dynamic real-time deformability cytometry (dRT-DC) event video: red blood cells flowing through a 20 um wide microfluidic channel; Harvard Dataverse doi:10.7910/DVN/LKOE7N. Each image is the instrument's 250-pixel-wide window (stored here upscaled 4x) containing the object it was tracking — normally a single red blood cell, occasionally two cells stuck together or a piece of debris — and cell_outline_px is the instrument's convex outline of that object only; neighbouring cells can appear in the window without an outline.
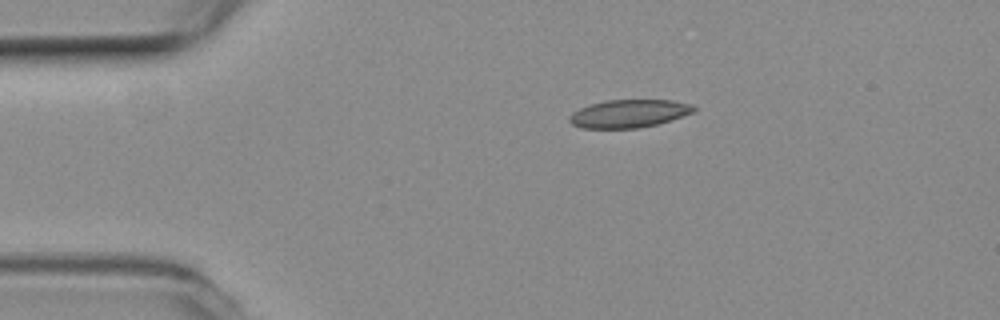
{"species": "common noctule bat (a hibernating species)", "species_latin": "Nyctalus noctula", "temperature_condition": "room temperature", "stored_images_in_passage": 3, "camera_frame_rate_fps": 3000, "um_per_image_px": 0.085, "animal": {"sex": "female", "body_mass_g": 19.3, "forearm_length_mm": 54.1}, "frame": {"image": 1, "passage_image": 1, "time_ms": 0.0, "image_size_px": [1000, 320], "cell_outline_px": [[696, 112], [672, 120], [640, 128], [580, 128], [572, 124], [568, 120], [568, 116], [572, 112], [580, 108], [592, 104], [608, 100], [672, 100], [688, 104], [696, 108]], "centroid_in_image_um": [53.45, 9.66], "position_along_channel_um": 31.5, "area_um2": 20.29}}
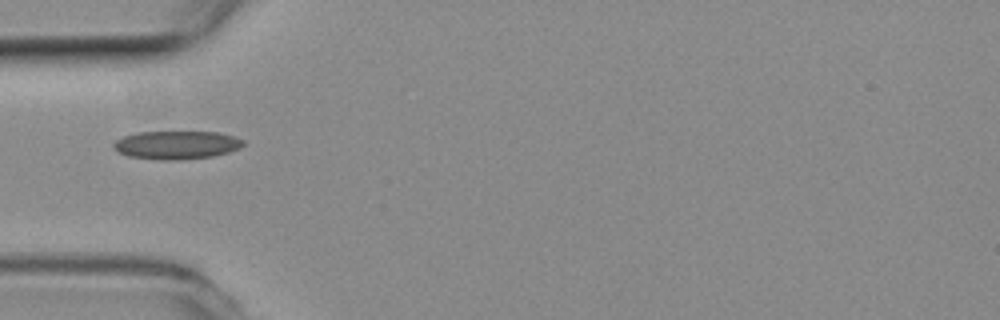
{"frame": {"image": 2, "passage_image": 3, "time_ms": 0.667, "image_size_px": [1000, 320], "cell_outline_px": [[244, 144], [240, 148], [228, 152], [212, 156], [180, 160], [164, 160], [128, 156], [120, 152], [112, 144], [116, 140], [124, 136], [136, 132], [216, 132], [232, 136], [244, 140]], "centroid_in_image_um": [15.01, 12.32], "position_along_channel_um": 70.0, "area_um2": 21.15}}